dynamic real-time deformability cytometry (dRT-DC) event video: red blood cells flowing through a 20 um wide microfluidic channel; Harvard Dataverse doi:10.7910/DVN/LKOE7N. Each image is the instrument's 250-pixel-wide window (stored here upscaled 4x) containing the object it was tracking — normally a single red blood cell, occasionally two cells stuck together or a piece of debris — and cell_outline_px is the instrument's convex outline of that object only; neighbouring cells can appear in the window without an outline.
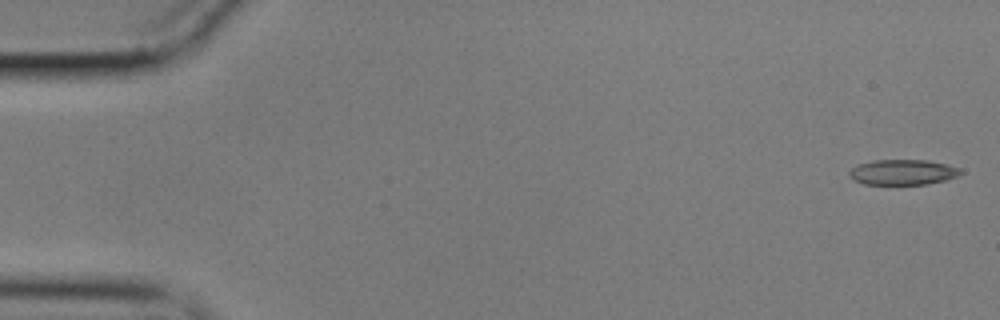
{"species": "common noctule bat (a hibernating species)", "species_latin": "Nyctalus noctula", "temperature_condition": "cold", "stored_images_in_passage": 55, "camera_frame_rate_fps": 3000, "um_per_image_px": 0.085, "animal": {"sex": "male", "body_mass_g": 17.9}, "frame": {"image": 1, "passage_image": 1, "time_ms": 0.0, "image_size_px": [1000, 320], "cell_outline_px": [[964, 172], [956, 176], [944, 180], [928, 184], [864, 184], [848, 176], [848, 172], [856, 164], [872, 160], [928, 160], [948, 164], [960, 168]], "centroid_in_image_um": [76.73, 14.62], "position_along_channel_um": 8.3, "area_um2": 16.53}}
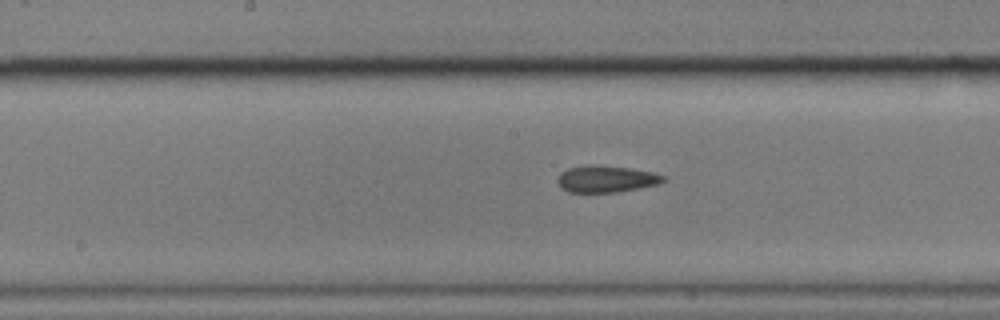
{"frame": {"image": 2, "passage_image": 28, "time_ms": 9.0, "image_size_px": [1000, 320], "cell_outline_px": [[668, 176], [660, 184], [640, 188], [616, 192], [568, 192], [560, 188], [556, 180], [560, 172], [568, 168], [588, 164], [596, 164], [628, 168], [652, 172]], "centroid_in_image_um": [51.5, 15.2], "position_along_channel_um": 196.7, "area_um2": 16.76}}
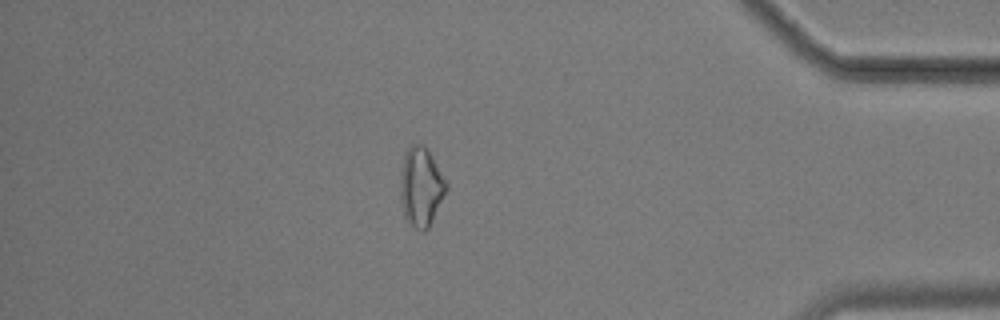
{"frame": {"image": 3, "passage_image": 48, "time_ms": 15.667, "image_size_px": [1000, 320], "cell_outline_px": [[448, 188], [428, 228], [424, 232], [416, 228], [404, 216], [400, 196], [400, 180], [404, 156], [408, 148], [412, 144], [424, 144], [428, 148], [448, 180]], "centroid_in_image_um": [35.82, 15.83], "position_along_channel_um": 399.4, "area_um2": 21.33}, "authors_computed_cell_mechanics": {"area_um2": 17.34, "velocity_mm_per_s": 3.5757, "shape_relaxation_time_tau1_ms": null, "shape_relaxation_time_tau2_ms": 4.0368, "deformation_change_tau1": null, "deformation_change_tau2": 0.123}}